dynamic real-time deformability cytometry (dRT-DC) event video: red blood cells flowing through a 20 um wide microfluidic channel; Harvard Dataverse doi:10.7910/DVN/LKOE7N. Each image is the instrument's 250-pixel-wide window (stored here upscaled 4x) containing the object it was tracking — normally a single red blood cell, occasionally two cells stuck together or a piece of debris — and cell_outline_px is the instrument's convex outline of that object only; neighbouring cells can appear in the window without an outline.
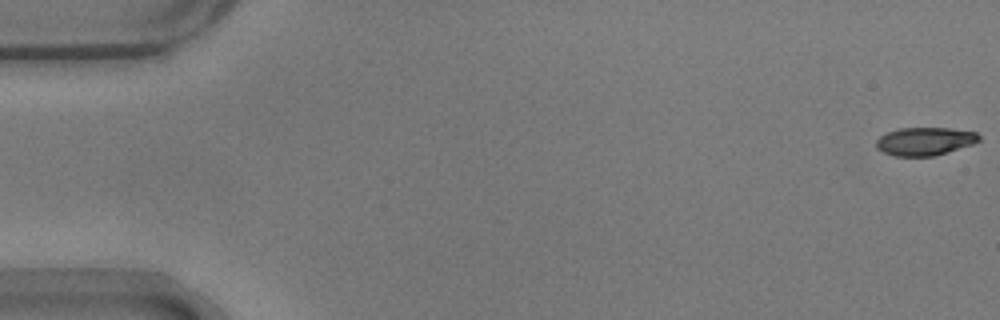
{"species": "common noctule bat (a hibernating species)", "species_latin": "Nyctalus noctula", "temperature_condition": "warm", "stored_images_in_passage": 55, "camera_frame_rate_fps": 3000, "um_per_image_px": 0.085, "animal": {"sex": "male", "body_mass_g": 17.9}, "frame": {"image": 1, "passage_image": 1, "time_ms": 0.0, "image_size_px": [1000, 320], "cell_outline_px": [[980, 140], [972, 144], [932, 156], [896, 156], [884, 152], [876, 148], [876, 140], [880, 136], [888, 132], [900, 128], [948, 128], [976, 132], [980, 136]], "centroid_in_image_um": [78.59, 12.0], "position_along_channel_um": 6.4, "area_um2": 16.59}}
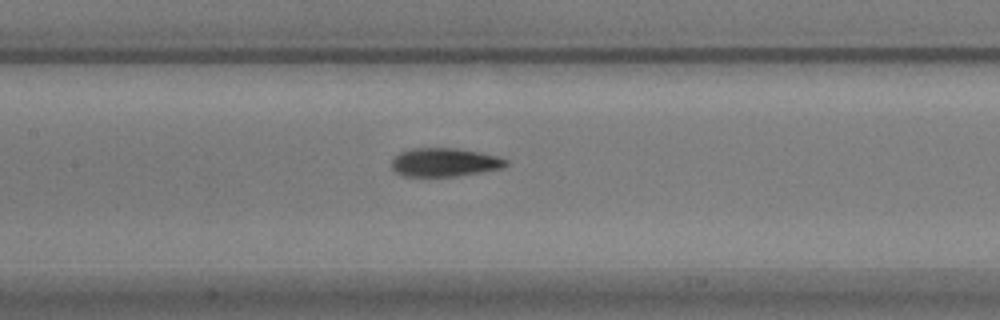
{"frame": {"image": 2, "passage_image": 26, "time_ms": 8.333, "image_size_px": [1000, 320], "cell_outline_px": [[508, 164], [504, 168], [484, 172], [456, 176], [404, 176], [396, 172], [392, 168], [392, 160], [400, 152], [412, 148], [456, 148], [480, 152], [500, 156], [508, 160]], "centroid_in_image_um": [37.85, 13.79], "position_along_channel_um": 169.6, "area_um2": 19.19}}
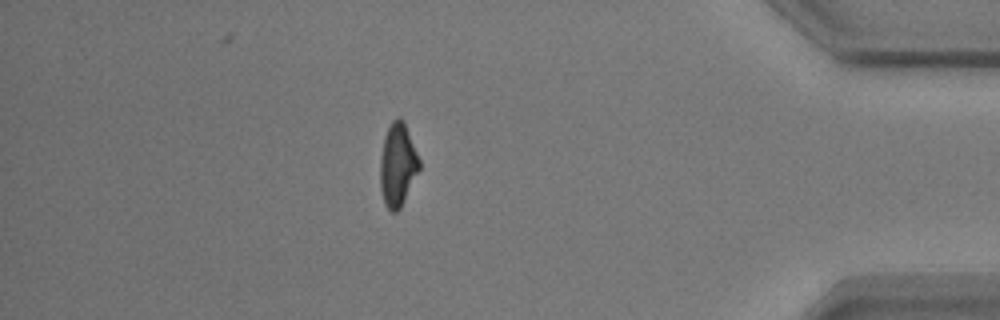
{"frame": {"image": 3, "passage_image": 48, "time_ms": 15.667, "image_size_px": [1000, 320], "cell_outline_px": [[420, 168], [400, 208], [396, 212], [392, 212], [384, 204], [380, 188], [380, 156], [384, 136], [392, 120], [396, 116], [400, 116], [404, 120], [420, 160]], "centroid_in_image_um": [33.79, 13.97], "position_along_channel_um": 401.4, "area_um2": 19.07}, "authors_computed_cell_mechanics": {"area_um2": 18.6116, "velocity_mm_per_s": 3.7097, "shape_relaxation_time_tau1_ms": 3.5674, "shape_relaxation_time_tau2_ms": 1.9059, "deformation_change_tau1": 0.1679, "deformation_change_tau2": 0.0827}}